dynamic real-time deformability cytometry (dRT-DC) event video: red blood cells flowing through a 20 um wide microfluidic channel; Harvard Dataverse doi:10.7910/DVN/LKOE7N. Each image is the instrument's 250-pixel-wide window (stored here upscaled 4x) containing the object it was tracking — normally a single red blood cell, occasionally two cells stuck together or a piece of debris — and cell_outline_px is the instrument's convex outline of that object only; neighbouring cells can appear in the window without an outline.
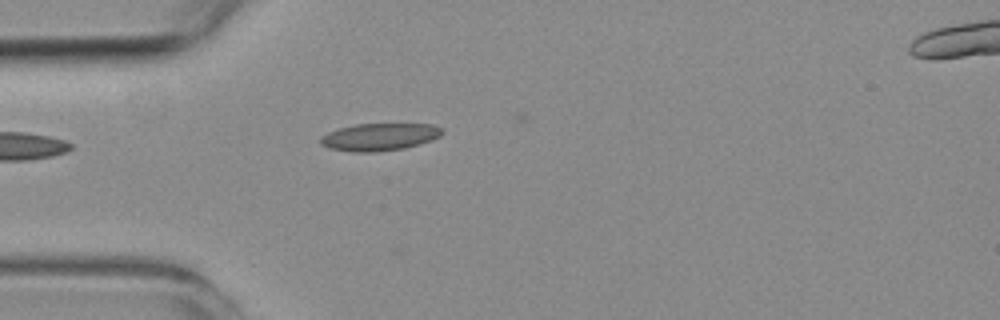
{"species": "common noctule bat (a hibernating species)", "species_latin": "Nyctalus noctula", "temperature_condition": "room temperature", "stored_images_in_passage": 15, "camera_frame_rate_fps": 3000, "um_per_image_px": 0.085, "animal": {"sex": "female", "body_mass_g": 19.3, "forearm_length_mm": 54.1}, "frame": {"image": 1, "passage_image": 1, "time_ms": 0.0, "image_size_px": [1000, 320], "cell_outline_px": [[444, 132], [440, 136], [432, 140], [404, 148], [376, 152], [352, 152], [328, 148], [320, 144], [320, 136], [328, 132], [340, 128], [356, 124], [432, 124], [444, 128]], "centroid_in_image_um": [32.26, 11.64], "position_along_channel_um": 52.7, "area_um2": 19.54}}
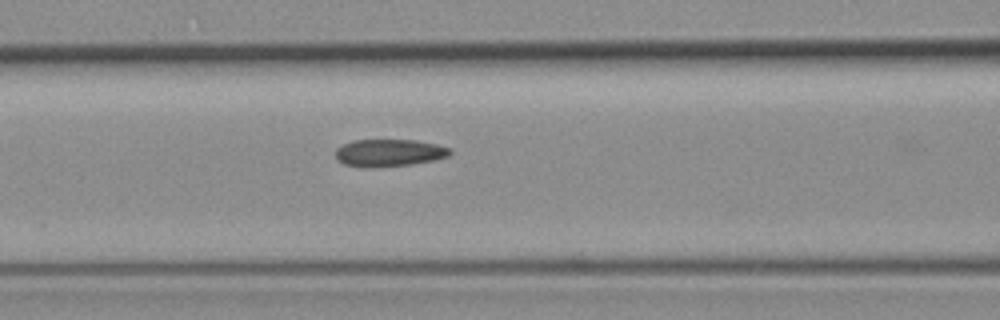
{"frame": {"image": 2, "passage_image": 8, "time_ms": 2.333, "image_size_px": [1000, 320], "cell_outline_px": [[452, 152], [448, 156], [432, 160], [412, 164], [368, 168], [344, 164], [336, 160], [336, 148], [344, 144], [356, 140], [416, 140], [436, 144], [452, 148]], "centroid_in_image_um": [33.07, 12.99], "position_along_channel_um": 133.5, "area_um2": 18.21}}
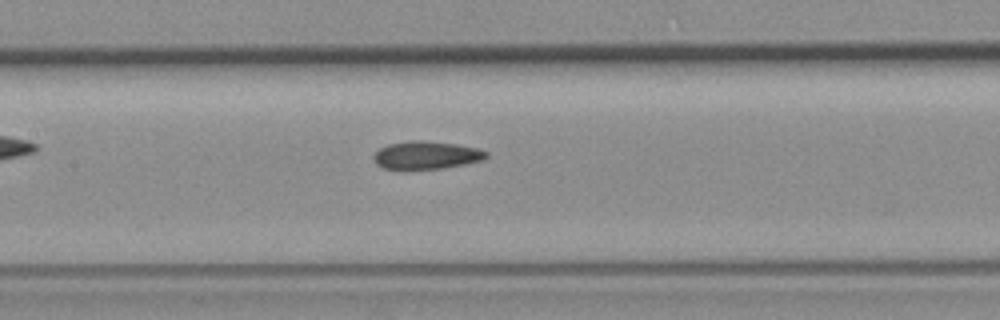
{"frame": {"image": 3, "passage_image": 11, "time_ms": 3.333, "image_size_px": [1000, 320], "cell_outline_px": [[488, 156], [484, 160], [464, 164], [440, 168], [384, 168], [376, 164], [372, 156], [380, 148], [388, 144], [412, 140], [420, 140], [456, 144], [476, 148], [488, 152]], "centroid_in_image_um": [36.24, 13.17], "position_along_channel_um": 171.2, "area_um2": 17.98}}